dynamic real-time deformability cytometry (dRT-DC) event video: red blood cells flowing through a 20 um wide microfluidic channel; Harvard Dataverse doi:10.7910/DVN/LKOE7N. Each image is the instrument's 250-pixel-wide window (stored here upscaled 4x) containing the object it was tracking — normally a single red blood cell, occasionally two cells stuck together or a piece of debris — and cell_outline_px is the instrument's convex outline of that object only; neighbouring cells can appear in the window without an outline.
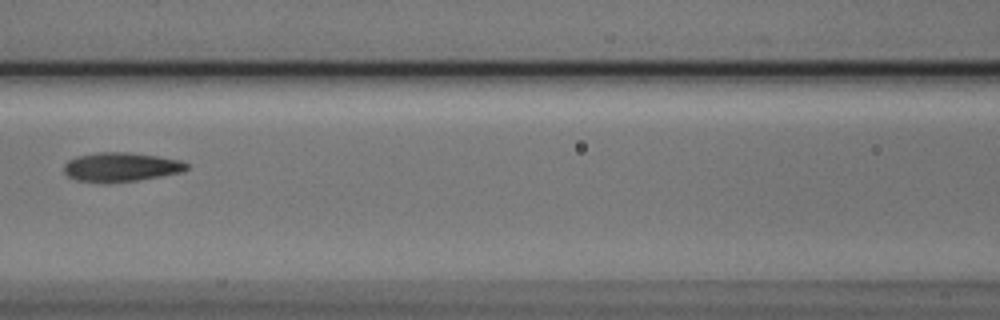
{"species": "Egyptian fruit bat (a non-hibernating species)", "species_latin": "Rousettus aegyptiacus", "temperature_condition": "cold", "stored_images_in_passage": 7, "camera_frame_rate_fps": 3000, "um_per_image_px": 0.085, "animal": {"sex": "male"}, "frame": {"image": 1, "passage_image": 7, "time_ms": 2.0, "image_size_px": [1000, 320], "cell_outline_px": [[188, 168], [184, 172], [136, 180], [104, 184], [76, 180], [68, 176], [64, 172], [64, 164], [68, 160], [76, 156], [96, 152], [128, 152], [156, 156], [180, 160], [188, 164]], "centroid_in_image_um": [10.25, 14.2], "position_along_channel_um": 156.4, "area_um2": 21.04}}